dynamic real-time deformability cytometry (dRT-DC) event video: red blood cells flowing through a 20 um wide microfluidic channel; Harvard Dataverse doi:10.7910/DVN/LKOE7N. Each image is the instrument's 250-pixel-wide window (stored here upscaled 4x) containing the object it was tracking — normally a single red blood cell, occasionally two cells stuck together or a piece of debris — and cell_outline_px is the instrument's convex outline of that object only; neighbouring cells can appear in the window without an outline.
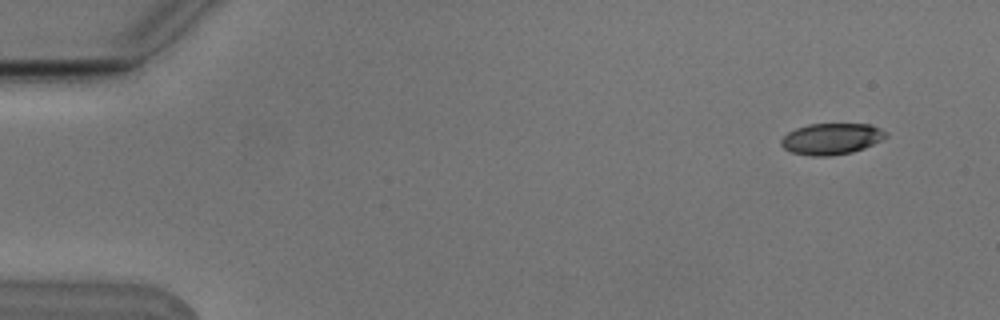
{"species": "Egyptian fruit bat (a non-hibernating species)", "species_latin": "Rousettus aegyptiacus", "temperature_condition": "cold", "stored_images_in_passage": 5, "camera_frame_rate_fps": 3000, "um_per_image_px": 0.085, "animal": {"sex": "male"}, "frame": {"image": 1, "passage_image": 2, "time_ms": 0.333, "image_size_px": [1000, 320], "cell_outline_px": [[888, 136], [864, 148], [852, 152], [828, 156], [812, 156], [792, 152], [784, 148], [780, 144], [780, 140], [788, 132], [796, 128], [808, 124], [872, 124], [888, 132]], "centroid_in_image_um": [70.68, 11.79], "position_along_channel_um": 14.3, "area_um2": 19.07}}
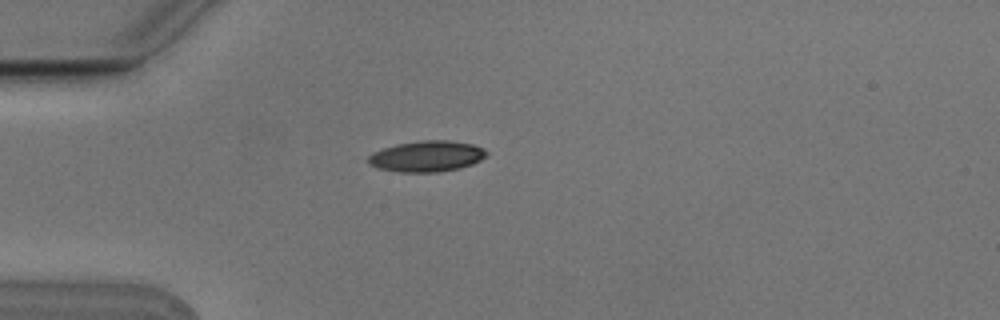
{"frame": {"image": 2, "passage_image": 5, "time_ms": 1.333, "image_size_px": [1000, 320], "cell_outline_px": [[488, 152], [480, 160], [472, 164], [460, 168], [440, 172], [400, 172], [380, 168], [368, 164], [368, 156], [372, 152], [396, 144], [420, 140], [448, 140], [472, 144], [484, 148]], "centroid_in_image_um": [36.27, 13.28], "position_along_channel_um": 48.7, "area_um2": 21.33}}